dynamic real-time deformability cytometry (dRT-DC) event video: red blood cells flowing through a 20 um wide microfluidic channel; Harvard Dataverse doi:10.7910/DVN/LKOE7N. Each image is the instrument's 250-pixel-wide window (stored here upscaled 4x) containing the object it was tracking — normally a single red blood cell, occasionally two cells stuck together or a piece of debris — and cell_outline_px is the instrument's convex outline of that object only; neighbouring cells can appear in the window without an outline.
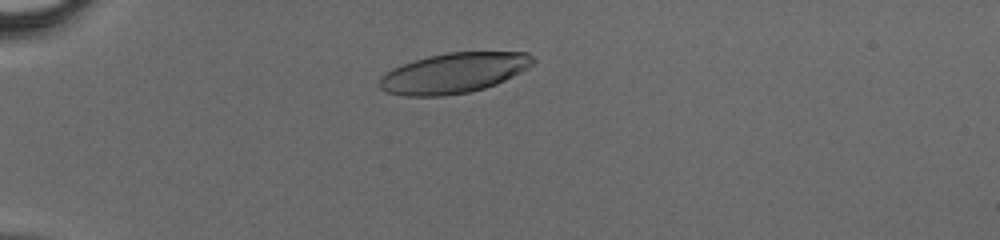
{"species": "human", "species_latin": "Homo sapiens", "temperature_condition": "cold", "stored_images_in_passage": 35, "camera_frame_rate_fps": 3000, "um_per_image_px": 0.085, "donor": {"sex": "male"}, "frame": {"image": 1, "passage_image": 2, "time_ms": 0.333, "image_size_px": [1000, 240], "cell_outline_px": [[536, 60], [528, 68], [496, 84], [484, 88], [468, 92], [444, 96], [404, 96], [388, 92], [380, 88], [380, 76], [384, 72], [392, 68], [428, 56], [448, 52], [528, 52]], "centroid_in_image_um": [38.57, 6.2], "position_along_channel_um": 46.4, "area_um2": 35.84}}
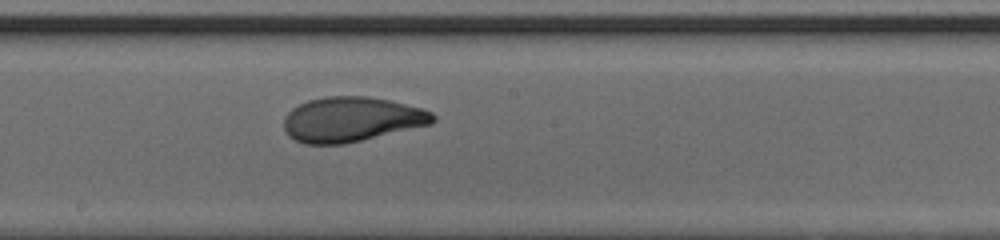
{"frame": {"image": 2, "passage_image": 16, "time_ms": 5.0, "image_size_px": [1000, 240], "cell_outline_px": [[436, 120], [432, 124], [344, 144], [304, 144], [288, 136], [284, 128], [284, 116], [292, 108], [308, 100], [324, 96], [368, 96], [388, 100], [424, 108], [432, 112], [436, 116]], "centroid_in_image_um": [29.88, 10.14], "position_along_channel_um": 218.3, "area_um2": 39.13}}
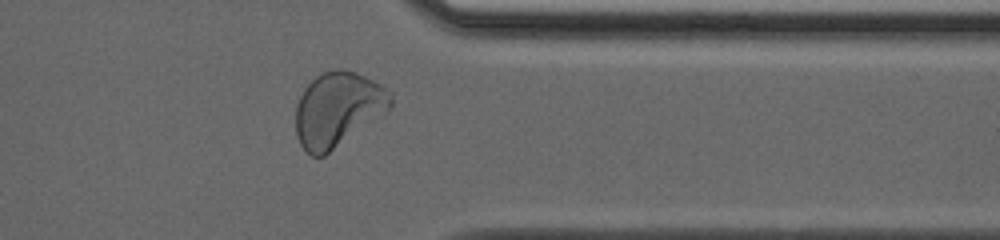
{"frame": {"image": 3, "passage_image": 27, "time_ms": 8.667, "image_size_px": [1000, 240], "cell_outline_px": [[392, 104], [384, 112], [324, 156], [312, 156], [300, 144], [296, 136], [296, 104], [304, 88], [320, 72], [336, 68], [340, 68], [356, 72], [380, 84], [392, 92]], "centroid_in_image_um": [28.68, 9.25], "position_along_channel_um": 382.7, "area_um2": 40.81}}